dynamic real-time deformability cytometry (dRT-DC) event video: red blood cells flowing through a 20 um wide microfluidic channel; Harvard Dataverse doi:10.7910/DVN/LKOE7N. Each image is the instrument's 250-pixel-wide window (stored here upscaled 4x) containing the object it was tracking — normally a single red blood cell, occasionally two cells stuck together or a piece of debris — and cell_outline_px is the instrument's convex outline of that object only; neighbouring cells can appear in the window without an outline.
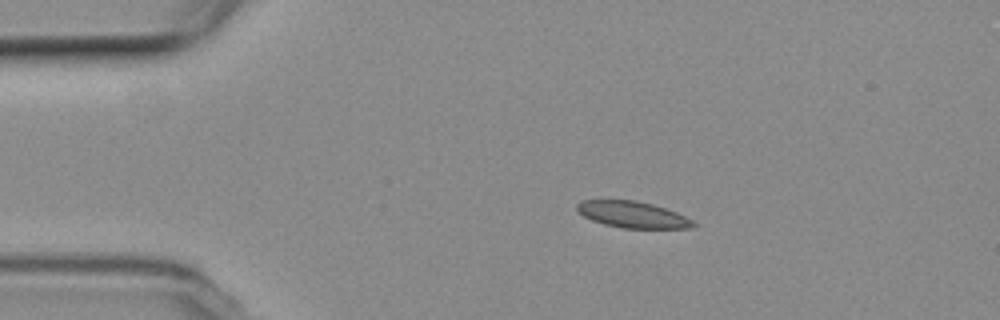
{"species": "common noctule bat (a hibernating species)", "species_latin": "Nyctalus noctula", "temperature_condition": "room temperature", "stored_images_in_passage": 46, "camera_frame_rate_fps": 3000, "um_per_image_px": 0.085, "animal": {"sex": "female", "body_mass_g": 19.3, "forearm_length_mm": 54.1}, "frame": {"image": 1, "passage_image": 1, "time_ms": 0.0, "image_size_px": [1000, 320], "cell_outline_px": [[696, 224], [692, 228], [624, 228], [604, 224], [592, 220], [584, 216], [576, 208], [576, 204], [580, 200], [636, 200], [652, 204], [676, 212], [692, 220]], "centroid_in_image_um": [53.76, 18.23], "position_along_channel_um": 31.2, "area_um2": 17.74}}
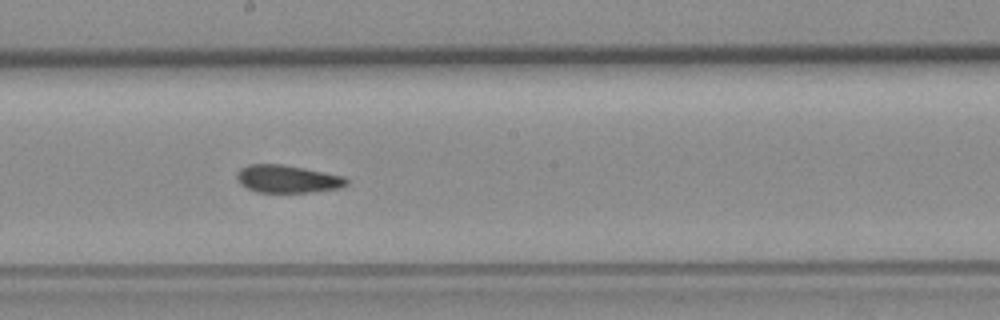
{"frame": {"image": 2, "passage_image": 20, "time_ms": 6.333, "image_size_px": [1000, 320], "cell_outline_px": [[348, 184], [340, 188], [308, 192], [256, 192], [240, 184], [236, 180], [236, 172], [240, 168], [248, 164], [280, 164], [304, 168], [344, 176], [348, 180]], "centroid_in_image_um": [24.4, 15.2], "position_along_channel_um": 223.8, "area_um2": 17.74}}
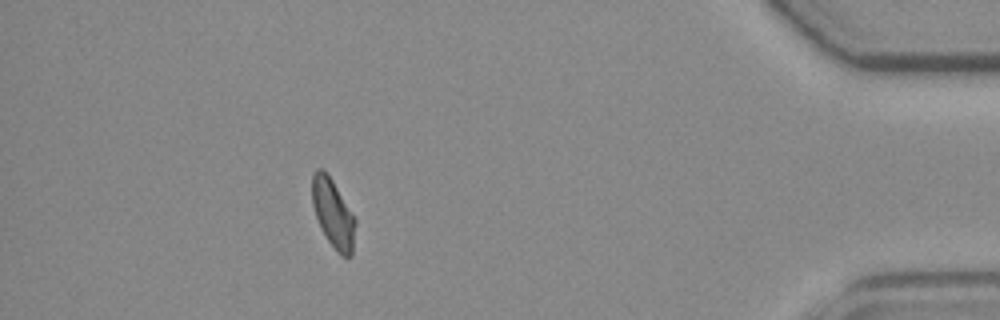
{"frame": {"image": 3, "passage_image": 39, "time_ms": 12.667, "image_size_px": [1000, 320], "cell_outline_px": [[356, 224], [352, 256], [340, 256], [336, 252], [328, 240], [316, 216], [312, 204], [312, 172], [316, 168], [324, 168], [332, 180], [356, 220]], "centroid_in_image_um": [28.31, 18.13], "position_along_channel_um": 406.9, "area_um2": 17.17}, "authors_computed_cell_mechanics": {"area_um2": 17.9758, "velocity_mm_per_s": 3.7862, "shape_relaxation_time_tau1_ms": 7.5584, "shape_relaxation_time_tau2_ms": 4.048, "deformation_change_tau1": 0.1556, "deformation_change_tau2": 0.1048}}